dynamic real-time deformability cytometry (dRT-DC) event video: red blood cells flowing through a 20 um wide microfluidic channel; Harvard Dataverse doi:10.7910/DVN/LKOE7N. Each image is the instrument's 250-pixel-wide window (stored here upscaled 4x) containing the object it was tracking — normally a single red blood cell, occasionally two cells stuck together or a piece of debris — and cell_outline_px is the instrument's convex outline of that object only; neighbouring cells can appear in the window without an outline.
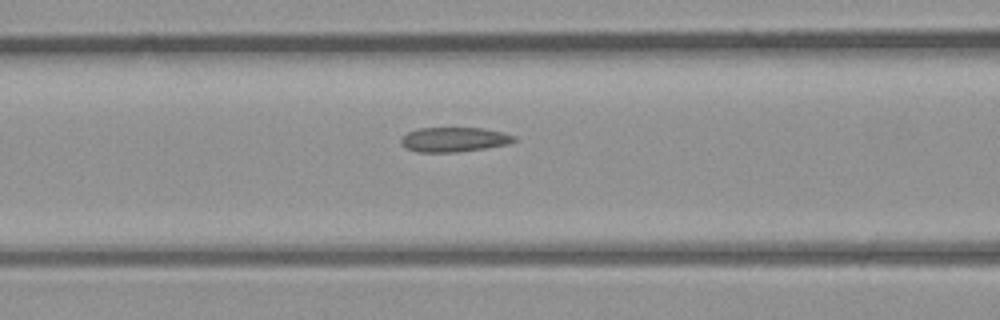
{"species": "common noctule bat (a hibernating species)", "species_latin": "Nyctalus noctula", "temperature_condition": "room temperature", "stored_images_in_passage": 33, "camera_frame_rate_fps": 3000, "um_per_image_px": 0.085, "animal": {"sex": "male", "body_mass_g": 23.1, "forearm_length_mm": 52.7}, "frame": {"image": 1, "passage_image": 17, "time_ms": 5.333, "image_size_px": [1000, 320], "cell_outline_px": [[516, 140], [508, 144], [484, 148], [456, 152], [416, 152], [400, 144], [400, 140], [408, 132], [420, 128], [484, 128], [504, 132], [516, 136]], "centroid_in_image_um": [38.61, 11.85], "position_along_channel_um": 128.0, "area_um2": 16.18}}
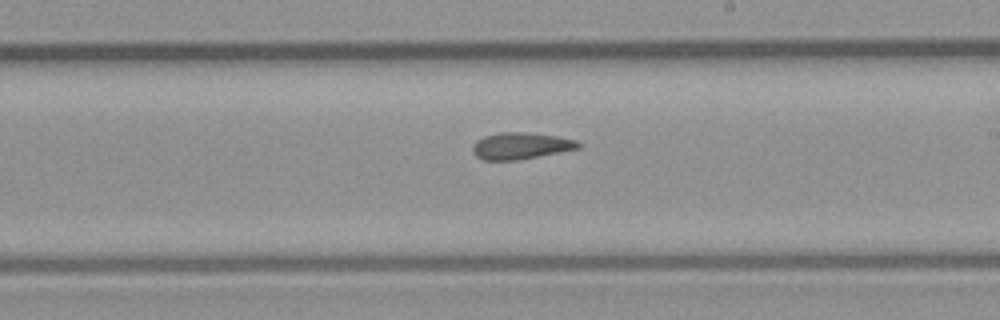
{"frame": {"image": 2, "passage_image": 24, "time_ms": 7.667, "image_size_px": [1000, 320], "cell_outline_px": [[580, 148], [516, 160], [484, 160], [476, 156], [472, 148], [476, 140], [484, 136], [500, 132], [520, 132], [556, 136], [576, 140], [580, 144]], "centroid_in_image_um": [44.23, 12.39], "position_along_channel_um": 244.8, "area_um2": 16.13}}
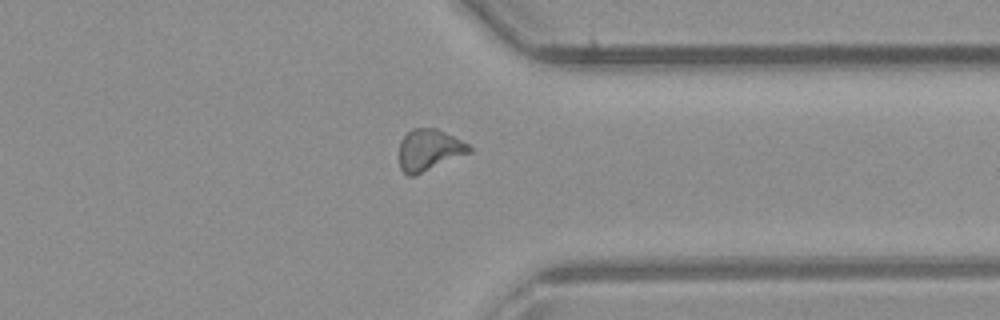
{"frame": {"image": 3, "passage_image": 32, "time_ms": 10.333, "image_size_px": [1000, 320], "cell_outline_px": [[472, 152], [412, 176], [408, 176], [400, 168], [400, 140], [412, 128], [436, 128], [468, 144], [472, 148]], "centroid_in_image_um": [36.47, 12.74], "position_along_channel_um": 374.9, "area_um2": 16.65}}